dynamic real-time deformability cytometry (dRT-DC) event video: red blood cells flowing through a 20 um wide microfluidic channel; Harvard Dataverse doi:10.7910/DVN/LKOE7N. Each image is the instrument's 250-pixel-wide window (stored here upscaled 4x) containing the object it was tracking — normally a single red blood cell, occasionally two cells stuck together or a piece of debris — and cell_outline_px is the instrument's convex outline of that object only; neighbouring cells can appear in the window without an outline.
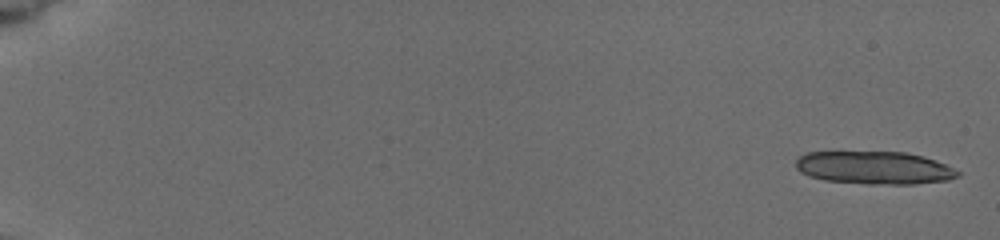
{"species": "common noctule bat (a hibernating species)", "species_latin": "Nyctalus noctula", "temperature_condition": "cold", "stored_images_in_passage": 5, "camera_frame_rate_fps": 3000, "um_per_image_px": 0.085, "animal": {"sex": "female", "body_mass_g": 19.5, "forearm_length_mm": 54.1}, "frame": {"image": 1, "passage_image": 1, "time_ms": 0.0, "image_size_px": [1000, 240], "cell_outline_px": [[960, 176], [948, 180], [912, 184], [868, 184], [824, 180], [808, 176], [800, 172], [796, 168], [796, 160], [800, 156], [808, 152], [908, 152], [924, 156], [936, 160], [960, 172]], "centroid_in_image_um": [74.32, 14.26], "position_along_channel_um": 10.7, "area_um2": 31.1}}